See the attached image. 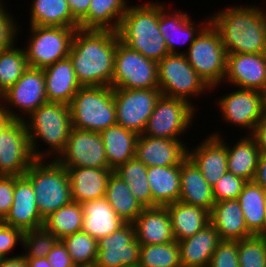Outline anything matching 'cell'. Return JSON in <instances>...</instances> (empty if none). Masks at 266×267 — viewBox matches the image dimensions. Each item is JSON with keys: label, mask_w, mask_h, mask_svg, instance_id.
Here are the masks:
<instances>
[{"label": "cell", "mask_w": 266, "mask_h": 267, "mask_svg": "<svg viewBox=\"0 0 266 267\" xmlns=\"http://www.w3.org/2000/svg\"><path fill=\"white\" fill-rule=\"evenodd\" d=\"M224 81L237 88L266 93V53L227 54Z\"/></svg>", "instance_id": "cell-18"}, {"label": "cell", "mask_w": 266, "mask_h": 267, "mask_svg": "<svg viewBox=\"0 0 266 267\" xmlns=\"http://www.w3.org/2000/svg\"><path fill=\"white\" fill-rule=\"evenodd\" d=\"M128 0H91L87 15L79 22L80 29L117 31Z\"/></svg>", "instance_id": "cell-34"}, {"label": "cell", "mask_w": 266, "mask_h": 267, "mask_svg": "<svg viewBox=\"0 0 266 267\" xmlns=\"http://www.w3.org/2000/svg\"><path fill=\"white\" fill-rule=\"evenodd\" d=\"M61 241L76 267H94L98 252L96 239L81 230L65 236Z\"/></svg>", "instance_id": "cell-41"}, {"label": "cell", "mask_w": 266, "mask_h": 267, "mask_svg": "<svg viewBox=\"0 0 266 267\" xmlns=\"http://www.w3.org/2000/svg\"><path fill=\"white\" fill-rule=\"evenodd\" d=\"M16 47V48H15ZM27 58L24 49L16 45L0 52V94L2 95L28 69Z\"/></svg>", "instance_id": "cell-40"}, {"label": "cell", "mask_w": 266, "mask_h": 267, "mask_svg": "<svg viewBox=\"0 0 266 267\" xmlns=\"http://www.w3.org/2000/svg\"><path fill=\"white\" fill-rule=\"evenodd\" d=\"M264 94L259 90L238 88L217 98L216 103L225 123L247 128V135H251L264 117Z\"/></svg>", "instance_id": "cell-14"}, {"label": "cell", "mask_w": 266, "mask_h": 267, "mask_svg": "<svg viewBox=\"0 0 266 267\" xmlns=\"http://www.w3.org/2000/svg\"><path fill=\"white\" fill-rule=\"evenodd\" d=\"M139 267H182L177 241L165 244H140Z\"/></svg>", "instance_id": "cell-42"}, {"label": "cell", "mask_w": 266, "mask_h": 267, "mask_svg": "<svg viewBox=\"0 0 266 267\" xmlns=\"http://www.w3.org/2000/svg\"><path fill=\"white\" fill-rule=\"evenodd\" d=\"M119 41L145 58L159 62L169 54L165 38L159 30V2L128 7L116 31Z\"/></svg>", "instance_id": "cell-3"}, {"label": "cell", "mask_w": 266, "mask_h": 267, "mask_svg": "<svg viewBox=\"0 0 266 267\" xmlns=\"http://www.w3.org/2000/svg\"><path fill=\"white\" fill-rule=\"evenodd\" d=\"M265 195L266 191L262 187L254 181H247L237 199L242 208L248 230L253 235H261L263 237L266 218Z\"/></svg>", "instance_id": "cell-36"}, {"label": "cell", "mask_w": 266, "mask_h": 267, "mask_svg": "<svg viewBox=\"0 0 266 267\" xmlns=\"http://www.w3.org/2000/svg\"><path fill=\"white\" fill-rule=\"evenodd\" d=\"M195 115V105L180 98L161 95L147 121L143 135L181 139L187 133Z\"/></svg>", "instance_id": "cell-11"}, {"label": "cell", "mask_w": 266, "mask_h": 267, "mask_svg": "<svg viewBox=\"0 0 266 267\" xmlns=\"http://www.w3.org/2000/svg\"><path fill=\"white\" fill-rule=\"evenodd\" d=\"M3 258L0 267H27V258L21 255Z\"/></svg>", "instance_id": "cell-54"}, {"label": "cell", "mask_w": 266, "mask_h": 267, "mask_svg": "<svg viewBox=\"0 0 266 267\" xmlns=\"http://www.w3.org/2000/svg\"><path fill=\"white\" fill-rule=\"evenodd\" d=\"M83 217L81 204L72 201L45 218L43 226L61 240L82 230Z\"/></svg>", "instance_id": "cell-39"}, {"label": "cell", "mask_w": 266, "mask_h": 267, "mask_svg": "<svg viewBox=\"0 0 266 267\" xmlns=\"http://www.w3.org/2000/svg\"><path fill=\"white\" fill-rule=\"evenodd\" d=\"M4 224L20 229L22 232L42 227L41 217L31 181L25 176H14L13 204Z\"/></svg>", "instance_id": "cell-19"}, {"label": "cell", "mask_w": 266, "mask_h": 267, "mask_svg": "<svg viewBox=\"0 0 266 267\" xmlns=\"http://www.w3.org/2000/svg\"><path fill=\"white\" fill-rule=\"evenodd\" d=\"M255 4L223 8L210 17L227 54L266 53V10ZM265 12V13H264Z\"/></svg>", "instance_id": "cell-2"}, {"label": "cell", "mask_w": 266, "mask_h": 267, "mask_svg": "<svg viewBox=\"0 0 266 267\" xmlns=\"http://www.w3.org/2000/svg\"><path fill=\"white\" fill-rule=\"evenodd\" d=\"M218 137L227 146L228 171L233 175L244 178L246 181H253L257 171L260 151L255 139L251 135L241 136L236 144L228 146L219 132L211 133Z\"/></svg>", "instance_id": "cell-30"}, {"label": "cell", "mask_w": 266, "mask_h": 267, "mask_svg": "<svg viewBox=\"0 0 266 267\" xmlns=\"http://www.w3.org/2000/svg\"><path fill=\"white\" fill-rule=\"evenodd\" d=\"M208 267H239L238 241L221 240Z\"/></svg>", "instance_id": "cell-46"}, {"label": "cell", "mask_w": 266, "mask_h": 267, "mask_svg": "<svg viewBox=\"0 0 266 267\" xmlns=\"http://www.w3.org/2000/svg\"><path fill=\"white\" fill-rule=\"evenodd\" d=\"M112 88L152 89L159 88L158 62L145 58L119 41L114 56Z\"/></svg>", "instance_id": "cell-10"}, {"label": "cell", "mask_w": 266, "mask_h": 267, "mask_svg": "<svg viewBox=\"0 0 266 267\" xmlns=\"http://www.w3.org/2000/svg\"><path fill=\"white\" fill-rule=\"evenodd\" d=\"M187 48L183 54L197 74L205 80L211 90L216 86L219 87L225 77L227 51L219 32L211 22L200 31Z\"/></svg>", "instance_id": "cell-7"}, {"label": "cell", "mask_w": 266, "mask_h": 267, "mask_svg": "<svg viewBox=\"0 0 266 267\" xmlns=\"http://www.w3.org/2000/svg\"><path fill=\"white\" fill-rule=\"evenodd\" d=\"M2 95L0 94V109L2 108Z\"/></svg>", "instance_id": "cell-59"}, {"label": "cell", "mask_w": 266, "mask_h": 267, "mask_svg": "<svg viewBox=\"0 0 266 267\" xmlns=\"http://www.w3.org/2000/svg\"><path fill=\"white\" fill-rule=\"evenodd\" d=\"M63 167L109 168L99 132L72 128L64 150L55 159Z\"/></svg>", "instance_id": "cell-15"}, {"label": "cell", "mask_w": 266, "mask_h": 267, "mask_svg": "<svg viewBox=\"0 0 266 267\" xmlns=\"http://www.w3.org/2000/svg\"><path fill=\"white\" fill-rule=\"evenodd\" d=\"M239 267H266V237L253 235L238 241Z\"/></svg>", "instance_id": "cell-44"}, {"label": "cell", "mask_w": 266, "mask_h": 267, "mask_svg": "<svg viewBox=\"0 0 266 267\" xmlns=\"http://www.w3.org/2000/svg\"><path fill=\"white\" fill-rule=\"evenodd\" d=\"M2 260H3V257H2V256H0V264H1Z\"/></svg>", "instance_id": "cell-60"}, {"label": "cell", "mask_w": 266, "mask_h": 267, "mask_svg": "<svg viewBox=\"0 0 266 267\" xmlns=\"http://www.w3.org/2000/svg\"><path fill=\"white\" fill-rule=\"evenodd\" d=\"M104 144L109 169L113 171L135 157L139 135L115 124L99 132Z\"/></svg>", "instance_id": "cell-31"}, {"label": "cell", "mask_w": 266, "mask_h": 267, "mask_svg": "<svg viewBox=\"0 0 266 267\" xmlns=\"http://www.w3.org/2000/svg\"><path fill=\"white\" fill-rule=\"evenodd\" d=\"M83 210L82 231L97 241L111 235L126 222L113 210L105 197L81 203Z\"/></svg>", "instance_id": "cell-27"}, {"label": "cell", "mask_w": 266, "mask_h": 267, "mask_svg": "<svg viewBox=\"0 0 266 267\" xmlns=\"http://www.w3.org/2000/svg\"><path fill=\"white\" fill-rule=\"evenodd\" d=\"M43 71L47 101L69 105L82 87L77 81L69 56L44 68Z\"/></svg>", "instance_id": "cell-25"}, {"label": "cell", "mask_w": 266, "mask_h": 267, "mask_svg": "<svg viewBox=\"0 0 266 267\" xmlns=\"http://www.w3.org/2000/svg\"><path fill=\"white\" fill-rule=\"evenodd\" d=\"M27 267H51L46 257L27 258Z\"/></svg>", "instance_id": "cell-56"}, {"label": "cell", "mask_w": 266, "mask_h": 267, "mask_svg": "<svg viewBox=\"0 0 266 267\" xmlns=\"http://www.w3.org/2000/svg\"><path fill=\"white\" fill-rule=\"evenodd\" d=\"M12 116L3 108L0 109V136L14 122Z\"/></svg>", "instance_id": "cell-55"}, {"label": "cell", "mask_w": 266, "mask_h": 267, "mask_svg": "<svg viewBox=\"0 0 266 267\" xmlns=\"http://www.w3.org/2000/svg\"><path fill=\"white\" fill-rule=\"evenodd\" d=\"M189 149L188 157L213 187L228 171L227 146L218 137L210 134L195 148Z\"/></svg>", "instance_id": "cell-22"}, {"label": "cell", "mask_w": 266, "mask_h": 267, "mask_svg": "<svg viewBox=\"0 0 266 267\" xmlns=\"http://www.w3.org/2000/svg\"><path fill=\"white\" fill-rule=\"evenodd\" d=\"M251 136L255 139L260 153L266 154V117L258 122Z\"/></svg>", "instance_id": "cell-52"}, {"label": "cell", "mask_w": 266, "mask_h": 267, "mask_svg": "<svg viewBox=\"0 0 266 267\" xmlns=\"http://www.w3.org/2000/svg\"><path fill=\"white\" fill-rule=\"evenodd\" d=\"M28 117V120L25 118L23 121L34 158L51 159L52 157V159H56L64 150L73 128L69 105L59 102H46ZM38 141H44L43 143H46L48 149L46 148L44 152L40 151Z\"/></svg>", "instance_id": "cell-4"}, {"label": "cell", "mask_w": 266, "mask_h": 267, "mask_svg": "<svg viewBox=\"0 0 266 267\" xmlns=\"http://www.w3.org/2000/svg\"><path fill=\"white\" fill-rule=\"evenodd\" d=\"M186 144L180 139L140 134L136 142L135 157L147 167L181 165L188 157Z\"/></svg>", "instance_id": "cell-20"}, {"label": "cell", "mask_w": 266, "mask_h": 267, "mask_svg": "<svg viewBox=\"0 0 266 267\" xmlns=\"http://www.w3.org/2000/svg\"><path fill=\"white\" fill-rule=\"evenodd\" d=\"M23 232L13 226L0 223V256L8 257L7 254L12 252L17 243H22Z\"/></svg>", "instance_id": "cell-48"}, {"label": "cell", "mask_w": 266, "mask_h": 267, "mask_svg": "<svg viewBox=\"0 0 266 267\" xmlns=\"http://www.w3.org/2000/svg\"><path fill=\"white\" fill-rule=\"evenodd\" d=\"M4 4L0 5V52L14 46L20 30L18 28L20 26L17 25L18 21L13 18L12 14L10 15Z\"/></svg>", "instance_id": "cell-47"}, {"label": "cell", "mask_w": 266, "mask_h": 267, "mask_svg": "<svg viewBox=\"0 0 266 267\" xmlns=\"http://www.w3.org/2000/svg\"><path fill=\"white\" fill-rule=\"evenodd\" d=\"M24 175L31 181L43 219L73 201L67 169L55 159H36Z\"/></svg>", "instance_id": "cell-5"}, {"label": "cell", "mask_w": 266, "mask_h": 267, "mask_svg": "<svg viewBox=\"0 0 266 267\" xmlns=\"http://www.w3.org/2000/svg\"><path fill=\"white\" fill-rule=\"evenodd\" d=\"M117 32L78 28L74 34L69 58L77 81L82 87H112Z\"/></svg>", "instance_id": "cell-1"}, {"label": "cell", "mask_w": 266, "mask_h": 267, "mask_svg": "<svg viewBox=\"0 0 266 267\" xmlns=\"http://www.w3.org/2000/svg\"><path fill=\"white\" fill-rule=\"evenodd\" d=\"M158 82L163 96L180 98L192 105V97L211 92L182 53H169L158 62Z\"/></svg>", "instance_id": "cell-8"}, {"label": "cell", "mask_w": 266, "mask_h": 267, "mask_svg": "<svg viewBox=\"0 0 266 267\" xmlns=\"http://www.w3.org/2000/svg\"><path fill=\"white\" fill-rule=\"evenodd\" d=\"M140 244H165L175 241L166 207H147L133 222Z\"/></svg>", "instance_id": "cell-24"}, {"label": "cell", "mask_w": 266, "mask_h": 267, "mask_svg": "<svg viewBox=\"0 0 266 267\" xmlns=\"http://www.w3.org/2000/svg\"><path fill=\"white\" fill-rule=\"evenodd\" d=\"M167 7L164 6V3L159 2V30L165 38L169 53L183 54V51H179L177 46L188 42L190 46L200 31L210 22V15L205 22H200L196 27L195 22L186 11L180 12L179 10L178 12L176 10V12L167 13L170 12L166 9Z\"/></svg>", "instance_id": "cell-21"}, {"label": "cell", "mask_w": 266, "mask_h": 267, "mask_svg": "<svg viewBox=\"0 0 266 267\" xmlns=\"http://www.w3.org/2000/svg\"><path fill=\"white\" fill-rule=\"evenodd\" d=\"M247 181L227 171L225 175L212 187L215 202L236 200Z\"/></svg>", "instance_id": "cell-45"}, {"label": "cell", "mask_w": 266, "mask_h": 267, "mask_svg": "<svg viewBox=\"0 0 266 267\" xmlns=\"http://www.w3.org/2000/svg\"><path fill=\"white\" fill-rule=\"evenodd\" d=\"M147 177L153 207H165L179 201L181 193L180 165L147 167Z\"/></svg>", "instance_id": "cell-32"}, {"label": "cell", "mask_w": 266, "mask_h": 267, "mask_svg": "<svg viewBox=\"0 0 266 267\" xmlns=\"http://www.w3.org/2000/svg\"><path fill=\"white\" fill-rule=\"evenodd\" d=\"M253 181L266 191V154H260L256 175Z\"/></svg>", "instance_id": "cell-53"}, {"label": "cell", "mask_w": 266, "mask_h": 267, "mask_svg": "<svg viewBox=\"0 0 266 267\" xmlns=\"http://www.w3.org/2000/svg\"><path fill=\"white\" fill-rule=\"evenodd\" d=\"M35 160L25 123L15 120L0 136V175L22 176Z\"/></svg>", "instance_id": "cell-16"}, {"label": "cell", "mask_w": 266, "mask_h": 267, "mask_svg": "<svg viewBox=\"0 0 266 267\" xmlns=\"http://www.w3.org/2000/svg\"><path fill=\"white\" fill-rule=\"evenodd\" d=\"M69 108L73 128L100 132L117 124L112 87H81Z\"/></svg>", "instance_id": "cell-6"}, {"label": "cell", "mask_w": 266, "mask_h": 267, "mask_svg": "<svg viewBox=\"0 0 266 267\" xmlns=\"http://www.w3.org/2000/svg\"><path fill=\"white\" fill-rule=\"evenodd\" d=\"M124 180L134 197L144 208L153 207L151 189L147 177V166L136 157L118 166L114 171Z\"/></svg>", "instance_id": "cell-38"}, {"label": "cell", "mask_w": 266, "mask_h": 267, "mask_svg": "<svg viewBox=\"0 0 266 267\" xmlns=\"http://www.w3.org/2000/svg\"><path fill=\"white\" fill-rule=\"evenodd\" d=\"M57 241L54 234L44 226L23 232L22 248L25 250L23 255L26 258L47 257Z\"/></svg>", "instance_id": "cell-43"}, {"label": "cell", "mask_w": 266, "mask_h": 267, "mask_svg": "<svg viewBox=\"0 0 266 267\" xmlns=\"http://www.w3.org/2000/svg\"><path fill=\"white\" fill-rule=\"evenodd\" d=\"M105 198L126 223H133L144 209L142 204L134 197L126 182L114 172L108 178Z\"/></svg>", "instance_id": "cell-37"}, {"label": "cell", "mask_w": 266, "mask_h": 267, "mask_svg": "<svg viewBox=\"0 0 266 267\" xmlns=\"http://www.w3.org/2000/svg\"><path fill=\"white\" fill-rule=\"evenodd\" d=\"M30 41L23 47L28 66L44 69L68 57L74 34L78 28L29 26Z\"/></svg>", "instance_id": "cell-9"}, {"label": "cell", "mask_w": 266, "mask_h": 267, "mask_svg": "<svg viewBox=\"0 0 266 267\" xmlns=\"http://www.w3.org/2000/svg\"><path fill=\"white\" fill-rule=\"evenodd\" d=\"M221 238L211 223L194 236L178 241L182 267H208Z\"/></svg>", "instance_id": "cell-26"}, {"label": "cell", "mask_w": 266, "mask_h": 267, "mask_svg": "<svg viewBox=\"0 0 266 267\" xmlns=\"http://www.w3.org/2000/svg\"><path fill=\"white\" fill-rule=\"evenodd\" d=\"M72 16L80 22L88 12L91 0H67Z\"/></svg>", "instance_id": "cell-51"}, {"label": "cell", "mask_w": 266, "mask_h": 267, "mask_svg": "<svg viewBox=\"0 0 266 267\" xmlns=\"http://www.w3.org/2000/svg\"><path fill=\"white\" fill-rule=\"evenodd\" d=\"M180 186L179 201L211 211L216 203L213 188L189 157L180 165Z\"/></svg>", "instance_id": "cell-29"}, {"label": "cell", "mask_w": 266, "mask_h": 267, "mask_svg": "<svg viewBox=\"0 0 266 267\" xmlns=\"http://www.w3.org/2000/svg\"><path fill=\"white\" fill-rule=\"evenodd\" d=\"M14 176L0 175V220L3 221L13 204Z\"/></svg>", "instance_id": "cell-49"}, {"label": "cell", "mask_w": 266, "mask_h": 267, "mask_svg": "<svg viewBox=\"0 0 266 267\" xmlns=\"http://www.w3.org/2000/svg\"><path fill=\"white\" fill-rule=\"evenodd\" d=\"M48 102L43 69L28 67L17 82L2 94V108L7 111L14 120L23 121L26 115L44 103ZM13 106V108H12ZM15 108V110H14ZM17 111L22 112L16 113ZM19 109V110H18Z\"/></svg>", "instance_id": "cell-13"}, {"label": "cell", "mask_w": 266, "mask_h": 267, "mask_svg": "<svg viewBox=\"0 0 266 267\" xmlns=\"http://www.w3.org/2000/svg\"><path fill=\"white\" fill-rule=\"evenodd\" d=\"M98 252L94 267L138 266L140 243L133 223H125L117 231L97 241Z\"/></svg>", "instance_id": "cell-17"}, {"label": "cell", "mask_w": 266, "mask_h": 267, "mask_svg": "<svg viewBox=\"0 0 266 267\" xmlns=\"http://www.w3.org/2000/svg\"><path fill=\"white\" fill-rule=\"evenodd\" d=\"M67 169L71 197L74 202L84 203L105 197L108 178L113 172L109 168L65 167Z\"/></svg>", "instance_id": "cell-23"}, {"label": "cell", "mask_w": 266, "mask_h": 267, "mask_svg": "<svg viewBox=\"0 0 266 267\" xmlns=\"http://www.w3.org/2000/svg\"><path fill=\"white\" fill-rule=\"evenodd\" d=\"M170 216L175 241L194 236L210 223L209 211L177 201L165 206Z\"/></svg>", "instance_id": "cell-33"}, {"label": "cell", "mask_w": 266, "mask_h": 267, "mask_svg": "<svg viewBox=\"0 0 266 267\" xmlns=\"http://www.w3.org/2000/svg\"><path fill=\"white\" fill-rule=\"evenodd\" d=\"M161 95L159 88H113L117 124L138 135L142 134Z\"/></svg>", "instance_id": "cell-12"}, {"label": "cell", "mask_w": 266, "mask_h": 267, "mask_svg": "<svg viewBox=\"0 0 266 267\" xmlns=\"http://www.w3.org/2000/svg\"><path fill=\"white\" fill-rule=\"evenodd\" d=\"M30 26L79 28L67 0H32Z\"/></svg>", "instance_id": "cell-35"}, {"label": "cell", "mask_w": 266, "mask_h": 267, "mask_svg": "<svg viewBox=\"0 0 266 267\" xmlns=\"http://www.w3.org/2000/svg\"><path fill=\"white\" fill-rule=\"evenodd\" d=\"M263 108H264V117H266V93L264 94V105H263Z\"/></svg>", "instance_id": "cell-58"}, {"label": "cell", "mask_w": 266, "mask_h": 267, "mask_svg": "<svg viewBox=\"0 0 266 267\" xmlns=\"http://www.w3.org/2000/svg\"><path fill=\"white\" fill-rule=\"evenodd\" d=\"M210 223L221 240H241L253 236L248 230L239 201L216 202L209 212Z\"/></svg>", "instance_id": "cell-28"}, {"label": "cell", "mask_w": 266, "mask_h": 267, "mask_svg": "<svg viewBox=\"0 0 266 267\" xmlns=\"http://www.w3.org/2000/svg\"><path fill=\"white\" fill-rule=\"evenodd\" d=\"M46 258L51 267H76L61 240L56 242Z\"/></svg>", "instance_id": "cell-50"}, {"label": "cell", "mask_w": 266, "mask_h": 267, "mask_svg": "<svg viewBox=\"0 0 266 267\" xmlns=\"http://www.w3.org/2000/svg\"><path fill=\"white\" fill-rule=\"evenodd\" d=\"M264 206H265V212H266V195H265ZM264 237H266V218H265V225H264Z\"/></svg>", "instance_id": "cell-57"}]
</instances>
